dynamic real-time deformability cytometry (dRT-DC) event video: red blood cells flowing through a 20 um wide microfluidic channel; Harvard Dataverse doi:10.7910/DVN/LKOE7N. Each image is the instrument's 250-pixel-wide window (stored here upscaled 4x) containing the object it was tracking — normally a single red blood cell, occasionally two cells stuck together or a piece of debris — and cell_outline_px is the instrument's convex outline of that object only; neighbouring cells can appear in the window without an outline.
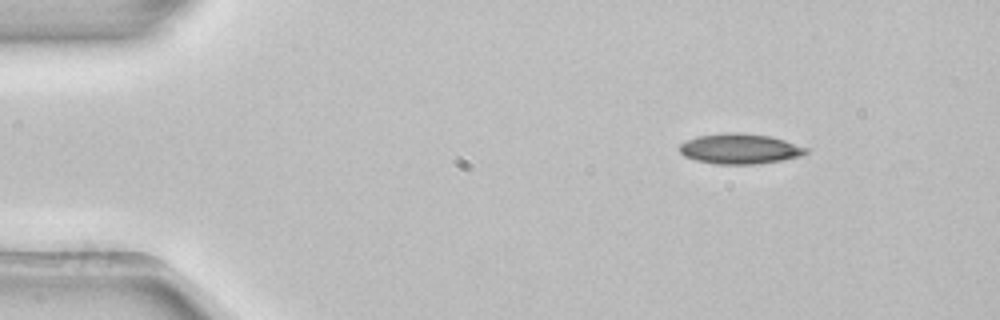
{"species": "common noctule bat (a hibernating species)", "species_latin": "Nyctalus noctula", "temperature_condition": "room temperature", "stored_images_in_passage": 3, "camera_frame_rate_fps": 3000, "um_per_image_px": 0.085, "animal": {"sex": "female", "body_mass_g": 22.7, "forearm_length_mm": 54.2}, "frame": {"image": 1, "passage_image": 1, "time_ms": 0.0, "image_size_px": [1000, 320], "cell_outline_px": [[812, 148], [808, 152], [800, 156], [780, 160], [756, 164], [716, 164], [696, 160], [684, 156], [680, 152], [680, 144], [696, 136], [728, 132], [736, 132], [772, 136]], "centroid_in_image_um": [62.93, 12.64], "position_along_channel_um": 22.1, "area_um2": 22.43}}
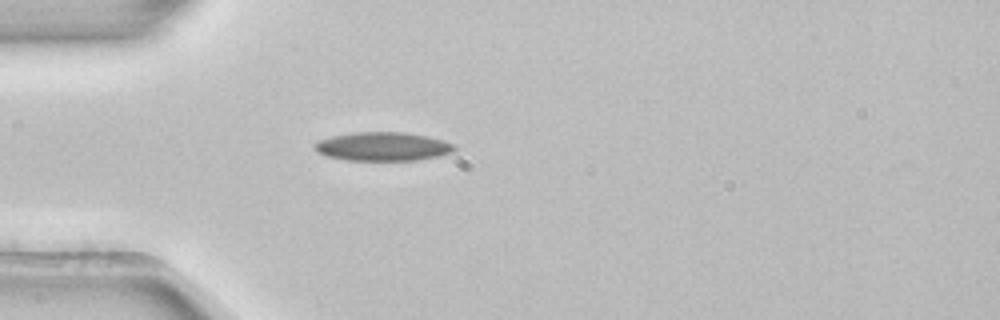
{"frame": {"image": 2, "passage_image": 3, "time_ms": 0.667, "image_size_px": [1000, 320], "cell_outline_px": [[456, 148], [452, 152], [436, 156], [416, 160], [348, 160], [328, 156], [316, 152], [312, 148], [312, 144], [316, 140], [332, 136], [352, 132], [408, 132], [428, 136], [444, 140], [456, 144]], "centroid_in_image_um": [32.5, 12.44], "position_along_channel_um": 52.5, "area_um2": 23.64}}